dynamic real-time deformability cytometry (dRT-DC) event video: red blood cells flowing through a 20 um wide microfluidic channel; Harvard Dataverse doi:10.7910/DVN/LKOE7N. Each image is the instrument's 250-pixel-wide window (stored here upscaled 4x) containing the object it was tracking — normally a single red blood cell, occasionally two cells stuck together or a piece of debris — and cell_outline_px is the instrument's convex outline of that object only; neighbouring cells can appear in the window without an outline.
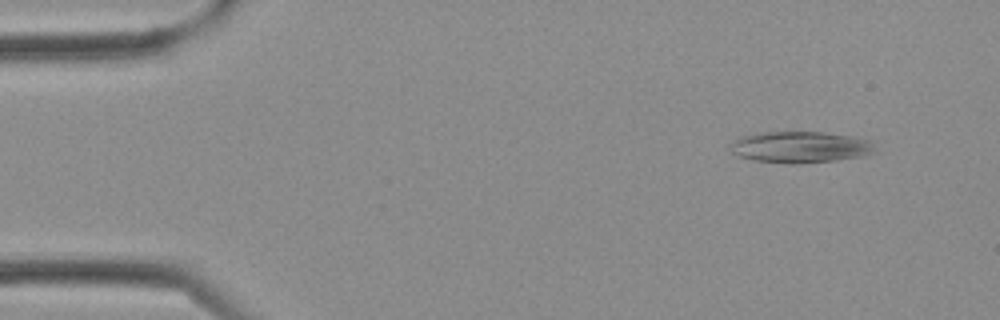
{"species": "Egyptian fruit bat (a non-hibernating species)", "species_latin": "Rousettus aegyptiacus", "temperature_condition": "cold", "stored_images_in_passage": 2, "camera_frame_rate_fps": 3000, "um_per_image_px": 0.085, "frame": {"image": 1, "passage_image": 1, "time_ms": 0.0, "image_size_px": [1000, 320], "cell_outline_px": [[876, 152], [864, 156], [836, 160], [792, 164], [752, 160], [740, 156], [732, 152], [728, 144], [740, 136], [756, 132], [820, 132], [852, 136], [872, 140]], "centroid_in_image_um": [68.01, 12.5], "position_along_channel_um": 17.0, "area_um2": 26.7}}